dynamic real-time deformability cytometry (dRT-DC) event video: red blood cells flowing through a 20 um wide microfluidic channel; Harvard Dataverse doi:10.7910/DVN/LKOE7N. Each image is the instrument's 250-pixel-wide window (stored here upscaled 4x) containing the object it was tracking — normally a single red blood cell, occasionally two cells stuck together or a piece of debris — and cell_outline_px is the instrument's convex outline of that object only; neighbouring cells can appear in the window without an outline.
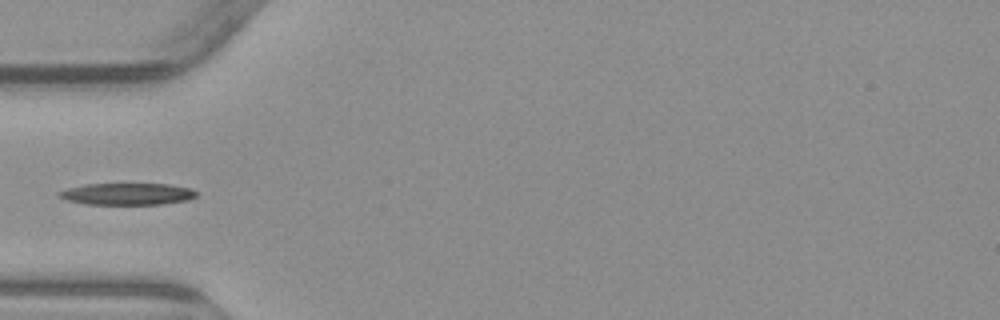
{"species": "common noctule bat (a hibernating species)", "species_latin": "Nyctalus noctula", "temperature_condition": "warm", "stored_images_in_passage": 4, "camera_frame_rate_fps": 3000, "um_per_image_px": 0.085, "animal": {"sex": "male", "body_mass_g": 23.1, "forearm_length_mm": 52.7}, "frame": {"image": 1, "passage_image": 4, "time_ms": 3.667, "image_size_px": [1000, 320], "cell_outline_px": [[196, 196], [188, 200], [160, 204], [88, 204], [68, 200], [56, 196], [56, 192], [68, 188], [84, 184], [168, 184], [192, 188], [196, 192]], "centroid_in_image_um": [10.8, 16.48], "position_along_channel_um": 74.2, "area_um2": 17.4}}